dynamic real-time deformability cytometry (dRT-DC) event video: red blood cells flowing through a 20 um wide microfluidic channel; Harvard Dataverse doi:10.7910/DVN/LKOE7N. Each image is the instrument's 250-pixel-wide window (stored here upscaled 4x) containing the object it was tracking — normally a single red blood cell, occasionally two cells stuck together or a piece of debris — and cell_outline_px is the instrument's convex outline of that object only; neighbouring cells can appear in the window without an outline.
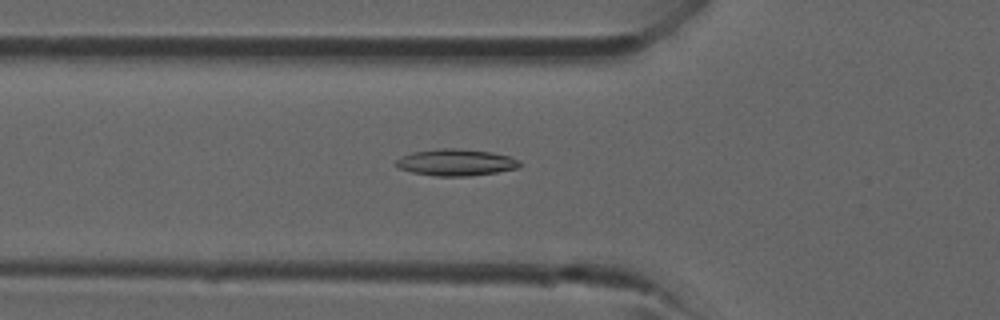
{"species": "common noctule bat (a hibernating species)", "species_latin": "Nyctalus noctula", "temperature_condition": "room temperature", "stored_images_in_passage": 37, "camera_frame_rate_fps": 3000, "um_per_image_px": 0.085, "animal": {"sex": "male", "forearm_length_mm": 52.5}, "frame": {"image": 1, "passage_image": 11, "time_ms": 3.333, "image_size_px": [1000, 320], "cell_outline_px": [[520, 168], [496, 172], [468, 176], [436, 176], [412, 172], [400, 168], [392, 164], [396, 160], [412, 152], [440, 148], [460, 148], [492, 152], [508, 156], [520, 160]], "centroid_in_image_um": [38.76, 13.8], "position_along_channel_um": 87.0, "area_um2": 19.25}}
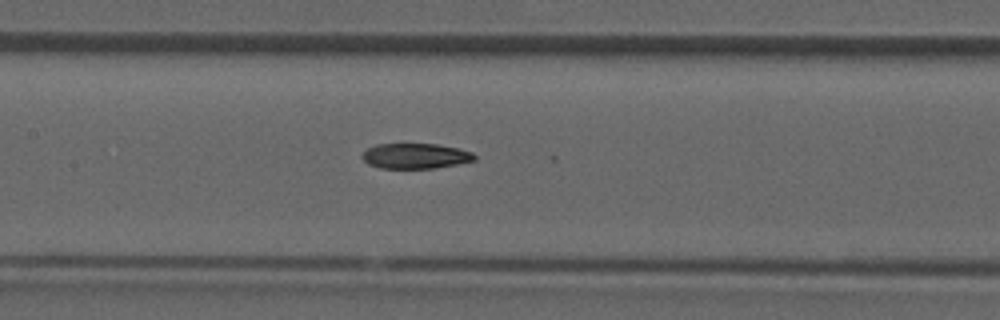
{"frame": {"image": 2, "passage_image": 16, "time_ms": 5.0, "image_size_px": [1000, 320], "cell_outline_px": [[476, 160], [436, 168], [380, 168], [368, 164], [360, 156], [368, 148], [376, 144], [436, 144], [460, 148], [472, 152], [476, 156]], "centroid_in_image_um": [35.32, 13.25], "position_along_channel_um": 172.1, "area_um2": 16.59}}
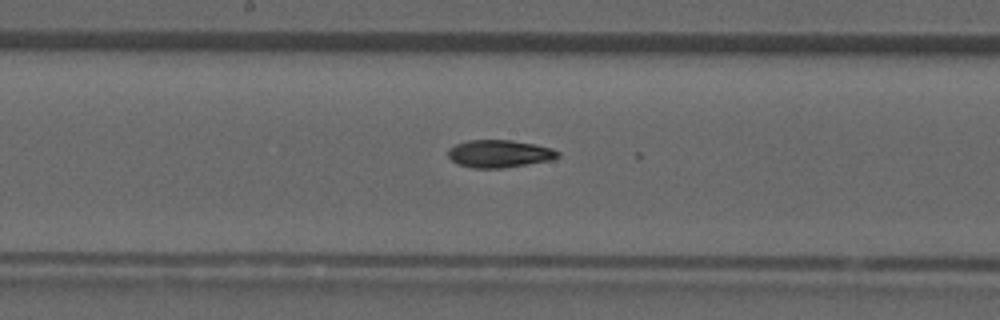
{"frame": {"image": 3, "passage_image": 18, "time_ms": 5.667, "image_size_px": [1000, 320], "cell_outline_px": [[560, 156], [556, 160], [500, 168], [472, 168], [460, 164], [452, 160], [448, 156], [448, 148], [456, 144], [468, 140], [512, 140], [536, 144], [552, 148], [560, 152]], "centroid_in_image_um": [42.5, 13.06], "position_along_channel_um": 205.7, "area_um2": 17.8}}